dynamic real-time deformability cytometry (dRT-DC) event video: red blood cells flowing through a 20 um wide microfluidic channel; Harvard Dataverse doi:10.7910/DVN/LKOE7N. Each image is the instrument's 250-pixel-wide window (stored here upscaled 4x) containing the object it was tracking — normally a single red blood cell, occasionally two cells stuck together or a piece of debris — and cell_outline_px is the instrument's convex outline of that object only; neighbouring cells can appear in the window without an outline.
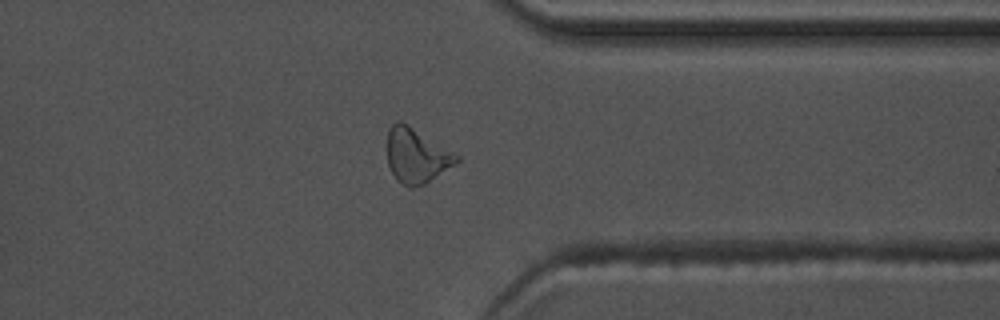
{"species": "common noctule bat (a hibernating species)", "species_latin": "Nyctalus noctula", "temperature_condition": "warm", "stored_images_in_passage": 55, "camera_frame_rate_fps": 3000, "um_per_image_px": 0.085, "animal": {"sex": "male", "body_mass_g": 17.5, "forearm_length_mm": 52.3}, "frame": {"image": 1, "passage_image": 43, "time_ms": 14.0, "image_size_px": [1000, 320], "cell_outline_px": [[460, 160], [456, 164], [424, 184], [412, 188], [408, 188], [396, 180], [388, 164], [388, 128], [396, 120], [400, 120], [408, 124], [460, 156]], "centroid_in_image_um": [35.39, 13.23], "position_along_channel_um": 376.0, "area_um2": 22.08}}
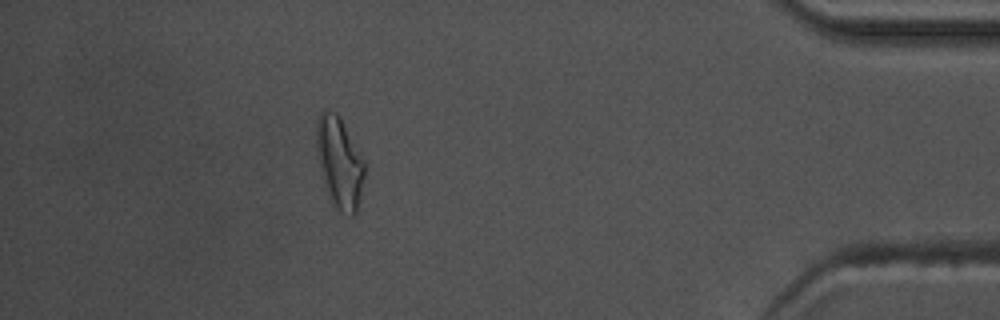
{"frame": {"image": 2, "passage_image": 49, "time_ms": 16.0, "image_size_px": [1000, 320], "cell_outline_px": [[364, 176], [356, 212], [352, 216], [340, 212], [332, 204], [324, 184], [320, 172], [316, 148], [316, 120], [320, 112], [324, 108], [336, 112], [340, 116], [364, 160]], "centroid_in_image_um": [28.82, 13.77], "position_along_channel_um": 406.4, "area_um2": 25.66}, "authors_computed_cell_mechanics": {"area_um2": 20.4034, "velocity_mm_per_s": 3.7451, "shape_relaxation_time_tau1_ms": 9.9046, "shape_relaxation_time_tau2_ms": 3.7399, "deformation_change_tau1": 0.2369, "deformation_change_tau2": 0.1248}}